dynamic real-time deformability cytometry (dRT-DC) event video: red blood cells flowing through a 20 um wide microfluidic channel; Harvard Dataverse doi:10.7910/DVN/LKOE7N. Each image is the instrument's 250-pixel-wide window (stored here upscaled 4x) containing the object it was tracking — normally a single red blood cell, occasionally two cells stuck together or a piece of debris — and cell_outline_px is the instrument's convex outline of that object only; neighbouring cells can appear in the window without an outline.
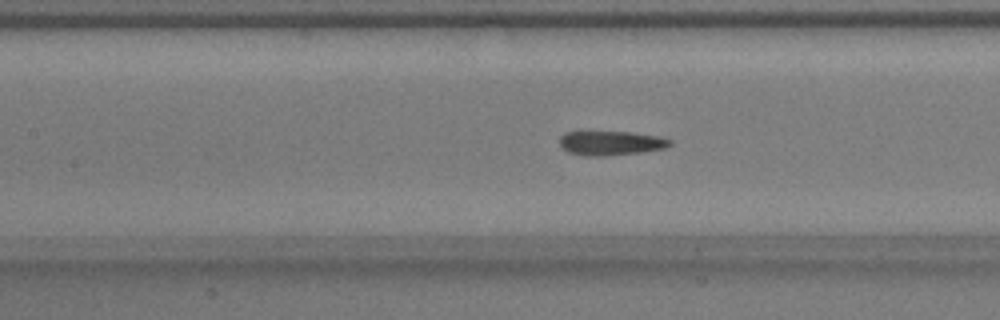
{"species": "common noctule bat (a hibernating species)", "species_latin": "Nyctalus noctula", "temperature_condition": "warm", "stored_images_in_passage": 53, "camera_frame_rate_fps": 3000, "um_per_image_px": 0.085, "animal": {"sex": "male", "body_mass_g": 17.9}, "frame": {"image": 1, "passage_image": 24, "time_ms": 7.667, "image_size_px": [1000, 320], "cell_outline_px": [[672, 144], [664, 148], [640, 152], [604, 156], [588, 156], [568, 152], [560, 148], [560, 136], [564, 132], [580, 128], [632, 132], [660, 136], [672, 140]], "centroid_in_image_um": [51.82, 12.09], "position_along_channel_um": 155.6, "area_um2": 16.65}}
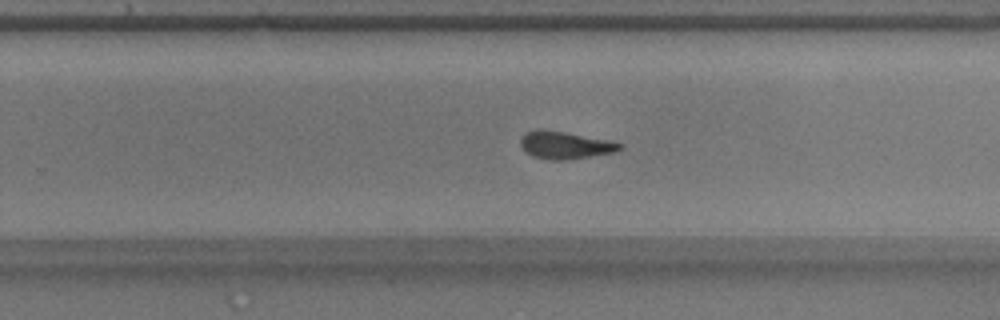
{"frame": {"image": 2, "passage_image": 34, "time_ms": 11.0, "image_size_px": [1000, 320], "cell_outline_px": [[624, 148], [616, 152], [572, 160], [552, 160], [532, 156], [520, 144], [520, 140], [524, 132], [536, 128], [544, 128], [608, 140], [624, 144]], "centroid_in_image_um": [48.06, 12.33], "position_along_channel_um": 281.7, "area_um2": 16.24}}
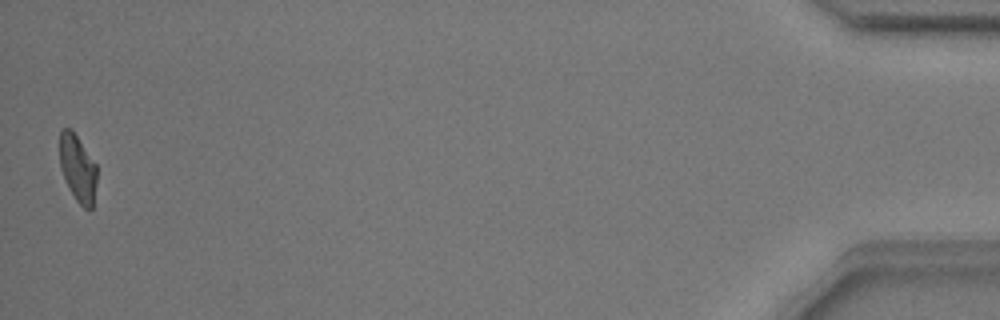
{"frame": {"image": 3, "passage_image": 53, "time_ms": 17.333, "image_size_px": [1000, 320], "cell_outline_px": [[96, 184], [92, 208], [84, 208], [76, 200], [68, 188], [60, 168], [60, 132], [64, 128], [72, 128], [96, 164]], "centroid_in_image_um": [6.6, 14.29], "position_along_channel_um": 428.6, "area_um2": 14.51}, "authors_computed_cell_mechanics": {"area_um2": 15.895, "velocity_mm_per_s": 3.8002, "shape_relaxation_time_tau1_ms": 3.3609, "shape_relaxation_time_tau2_ms": 0.6937, "deformation_change_tau1": 0.1655, "deformation_change_tau2": 0.1033}}